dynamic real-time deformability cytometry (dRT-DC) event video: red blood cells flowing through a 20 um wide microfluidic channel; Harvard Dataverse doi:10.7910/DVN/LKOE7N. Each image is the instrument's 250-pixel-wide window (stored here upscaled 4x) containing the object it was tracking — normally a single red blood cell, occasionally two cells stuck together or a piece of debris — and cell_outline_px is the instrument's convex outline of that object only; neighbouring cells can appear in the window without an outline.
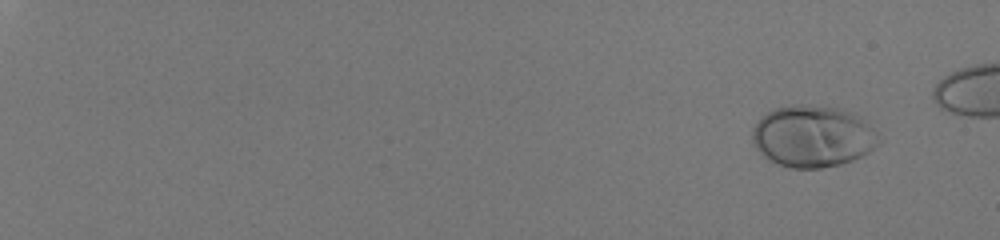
{"species": "human", "species_latin": "Homo sapiens", "temperature_condition": "room temperature", "stored_images_in_passage": 54, "camera_frame_rate_fps": 3000, "um_per_image_px": 0.085, "donor": {"sex": "male"}, "frame": {"image": 1, "passage_image": 2, "time_ms": 0.333, "image_size_px": [1000, 240], "cell_outline_px": [[880, 144], [868, 152], [852, 160], [840, 164], [820, 168], [788, 168], [768, 160], [756, 148], [752, 140], [752, 128], [760, 116], [776, 108], [796, 104], [808, 104], [840, 108], [852, 112], [860, 116], [876, 132]], "centroid_in_image_um": [69.06, 11.58], "position_along_channel_um": 15.9, "area_um2": 45.66}}
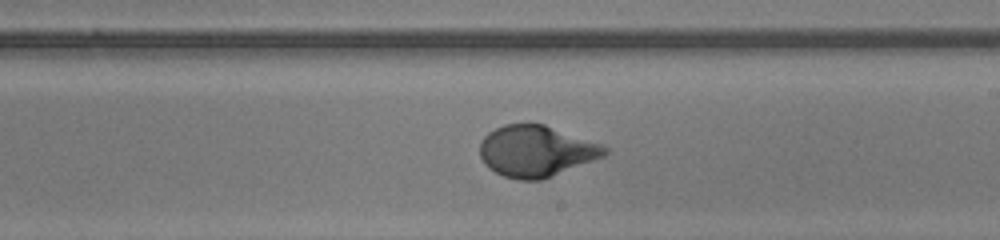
{"frame": {"image": 2, "passage_image": 36, "time_ms": 11.667, "image_size_px": [1000, 240], "cell_outline_px": [[608, 152], [604, 156], [540, 180], [520, 180], [504, 176], [488, 168], [484, 164], [480, 156], [480, 140], [488, 132], [504, 124], [544, 124], [600, 144], [608, 148]], "centroid_in_image_um": [45.52, 12.84], "position_along_channel_um": 243.5, "area_um2": 36.88}}
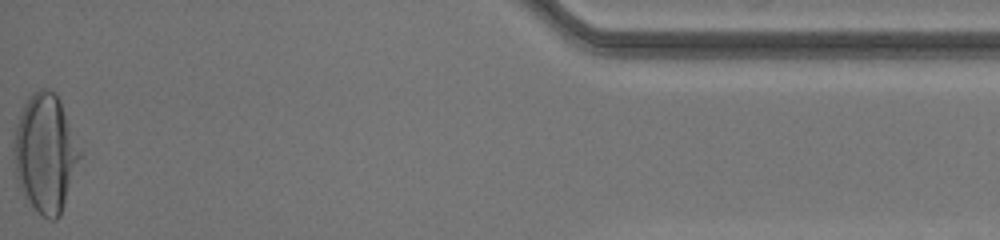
{"frame": {"image": 3, "passage_image": 54, "time_ms": 17.667, "image_size_px": [1000, 240], "cell_outline_px": [[80, 156], [60, 216], [56, 220], [48, 220], [28, 208], [24, 200], [16, 176], [12, 152], [12, 148], [16, 124], [24, 104], [32, 92], [40, 88], [48, 88], [56, 92], [60, 100], [80, 152]], "centroid_in_image_um": [3.79, 13.07], "position_along_channel_um": 431.4, "area_um2": 45.66}, "authors_computed_cell_mechanics": {"area_um2": 38.3792, "velocity_mm_per_s": 4.071, "shape_relaxation_time_tau1_ms": 4.0933, "shape_relaxation_time_tau2_ms": null, "deformation_change_tau1": 0.2232, "deformation_change_tau2": null}}